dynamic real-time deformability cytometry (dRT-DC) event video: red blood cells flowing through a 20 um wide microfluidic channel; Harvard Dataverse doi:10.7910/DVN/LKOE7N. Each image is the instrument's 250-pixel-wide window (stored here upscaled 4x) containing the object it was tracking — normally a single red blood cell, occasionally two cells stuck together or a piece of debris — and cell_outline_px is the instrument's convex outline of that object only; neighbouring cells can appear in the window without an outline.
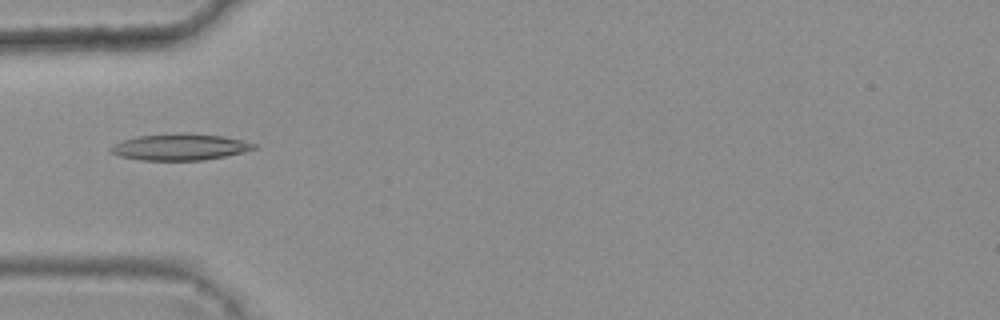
{"species": "common noctule bat (a hibernating species)", "species_latin": "Nyctalus noctula", "temperature_condition": "warm", "stored_images_in_passage": 4, "camera_frame_rate_fps": 3000, "um_per_image_px": 0.085, "animal": {"sex": "female", "body_mass_g": 25.1}, "frame": {"image": 1, "passage_image": 4, "time_ms": 1.0, "image_size_px": [1000, 320], "cell_outline_px": [[256, 148], [244, 152], [204, 160], [140, 160], [120, 156], [108, 152], [108, 148], [124, 140], [140, 136], [180, 132], [224, 136], [256, 144]], "centroid_in_image_um": [15.28, 12.49], "position_along_channel_um": 69.7, "area_um2": 21.96}}